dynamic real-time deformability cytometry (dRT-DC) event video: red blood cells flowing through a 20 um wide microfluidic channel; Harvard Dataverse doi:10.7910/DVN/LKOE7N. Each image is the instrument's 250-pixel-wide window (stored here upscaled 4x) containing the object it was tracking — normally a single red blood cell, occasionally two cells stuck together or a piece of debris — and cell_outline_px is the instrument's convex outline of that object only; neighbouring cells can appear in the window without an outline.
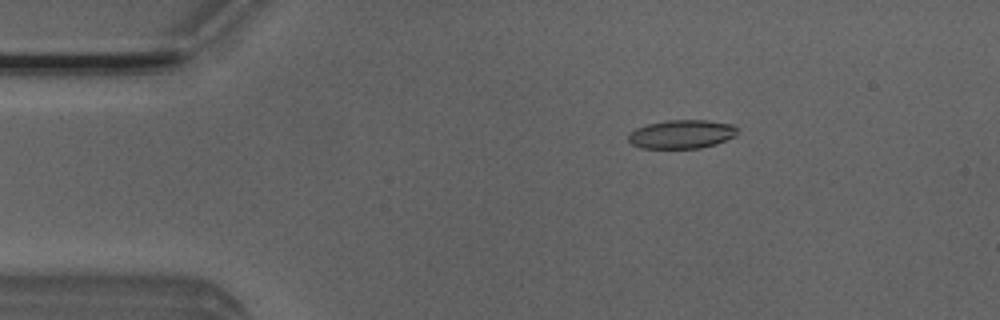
{"species": "Egyptian fruit bat (a non-hibernating species)", "species_latin": "Rousettus aegyptiacus", "temperature_condition": "room temperature", "stored_images_in_passage": 50, "camera_frame_rate_fps": 3000, "um_per_image_px": 0.085, "animal": {"sex": "male"}, "frame": {"image": 1, "passage_image": 8, "time_ms": 2.333, "image_size_px": [1000, 320], "cell_outline_px": [[736, 136], [716, 144], [700, 148], [640, 148], [632, 144], [628, 140], [628, 136], [636, 128], [648, 124], [668, 120], [704, 120], [736, 124]], "centroid_in_image_um": [57.97, 11.4], "position_along_channel_um": 27.0, "area_um2": 18.21}}
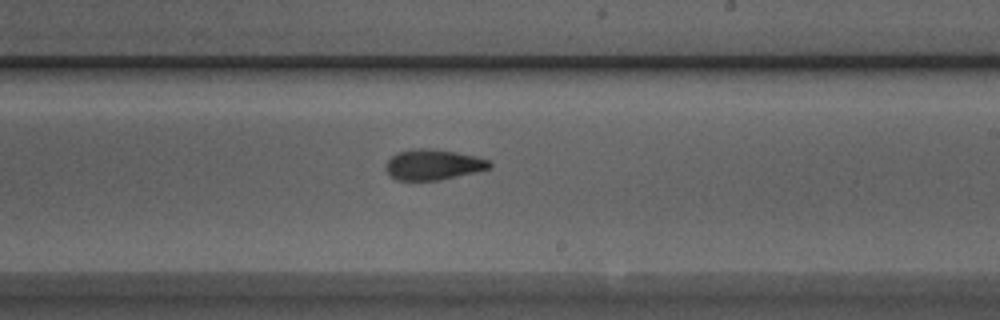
{"frame": {"image": 2, "passage_image": 29, "time_ms": 9.333, "image_size_px": [1000, 320], "cell_outline_px": [[492, 168], [476, 172], [440, 180], [396, 180], [384, 168], [384, 164], [392, 156], [400, 152], [416, 148], [432, 148], [456, 152], [476, 156], [488, 160], [492, 164]], "centroid_in_image_um": [36.84, 13.99], "position_along_channel_um": 252.2, "area_um2": 18.5}}
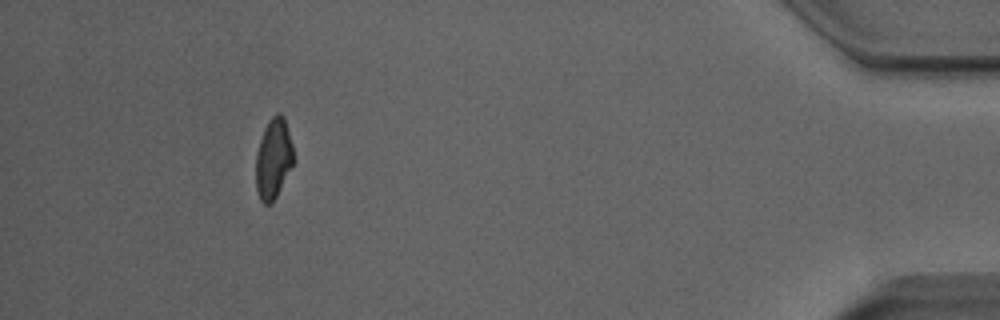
{"frame": {"image": 3, "passage_image": 46, "time_ms": 15.0, "image_size_px": [1000, 320], "cell_outline_px": [[296, 160], [272, 204], [264, 204], [260, 200], [256, 188], [256, 152], [264, 128], [272, 116], [276, 112], [280, 112], [284, 116], [292, 144]], "centroid_in_image_um": [23.26, 13.48], "position_along_channel_um": 411.9, "area_um2": 17.92}, "authors_computed_cell_mechanics": {"area_um2": 18.496, "velocity_mm_per_s": 4.0155, "shape_relaxation_time_tau1_ms": 10.4992, "shape_relaxation_time_tau2_ms": 2.1343, "deformation_change_tau1": 0.2137, "deformation_change_tau2": 0.0885}}